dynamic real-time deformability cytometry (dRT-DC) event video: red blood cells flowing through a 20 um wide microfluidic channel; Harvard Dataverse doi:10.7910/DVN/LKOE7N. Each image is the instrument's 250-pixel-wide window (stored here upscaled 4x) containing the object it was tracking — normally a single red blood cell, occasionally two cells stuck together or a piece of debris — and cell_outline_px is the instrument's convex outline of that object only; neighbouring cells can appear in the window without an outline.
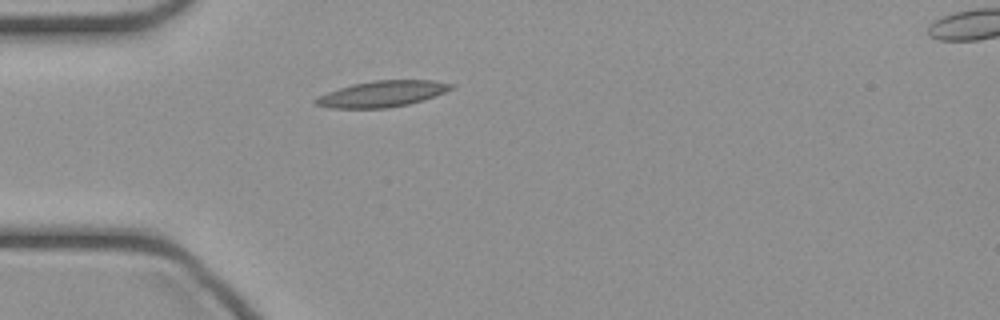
{"species": "common noctule bat (a hibernating species)", "species_latin": "Nyctalus noctula", "temperature_condition": "cold", "stored_images_in_passage": 34, "camera_frame_rate_fps": 3000, "um_per_image_px": 0.085, "animal": {"sex": "female", "body_mass_g": 21.9}, "frame": {"image": 1, "passage_image": 1, "time_ms": 0.0, "image_size_px": [1000, 320], "cell_outline_px": [[456, 84], [452, 88], [444, 92], [424, 100], [408, 104], [388, 108], [328, 108], [316, 104], [312, 100], [316, 96], [352, 84], [372, 80], [432, 80]], "centroid_in_image_um": [32.46, 7.98], "position_along_channel_um": 52.5, "area_um2": 20.63}}
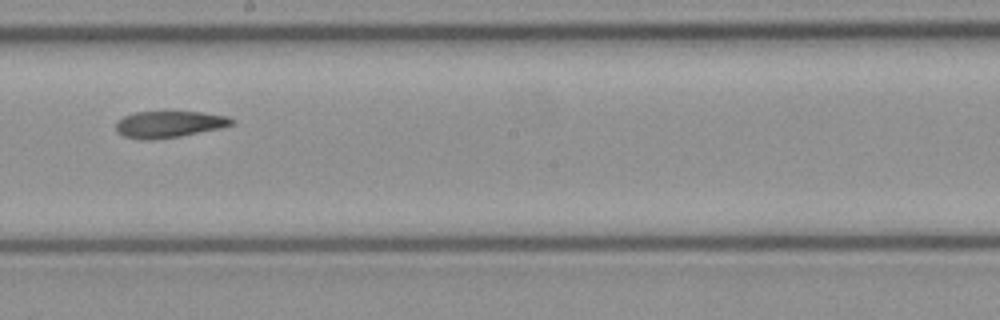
{"frame": {"image": 2, "passage_image": 14, "time_ms": 4.333, "image_size_px": [1000, 320], "cell_outline_px": [[236, 124], [220, 128], [180, 136], [152, 140], [140, 140], [124, 136], [116, 132], [116, 120], [124, 116], [136, 112], [168, 108], [200, 112], [228, 116], [236, 120]], "centroid_in_image_um": [14.37, 10.51], "position_along_channel_um": 233.8, "area_um2": 19.02}}
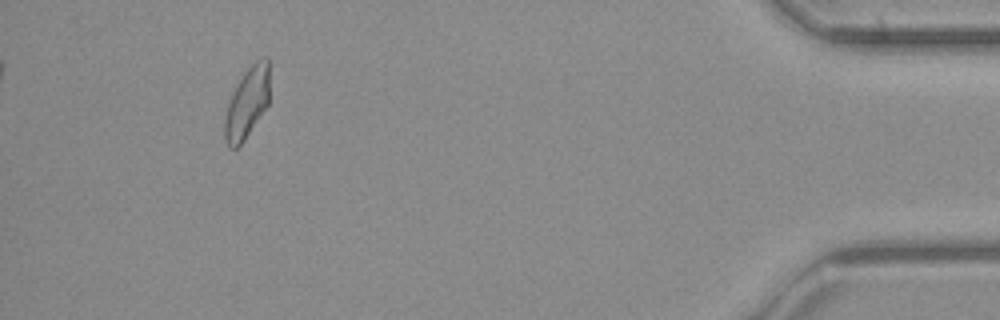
{"frame": {"image": 3, "passage_image": 31, "time_ms": 10.0, "image_size_px": [1000, 320], "cell_outline_px": [[268, 104], [244, 140], [236, 148], [228, 148], [224, 140], [224, 120], [228, 104], [232, 92], [244, 72], [256, 60], [264, 56], [268, 56]], "centroid_in_image_um": [20.97, 8.75], "position_along_channel_um": 414.2, "area_um2": 18.32}}